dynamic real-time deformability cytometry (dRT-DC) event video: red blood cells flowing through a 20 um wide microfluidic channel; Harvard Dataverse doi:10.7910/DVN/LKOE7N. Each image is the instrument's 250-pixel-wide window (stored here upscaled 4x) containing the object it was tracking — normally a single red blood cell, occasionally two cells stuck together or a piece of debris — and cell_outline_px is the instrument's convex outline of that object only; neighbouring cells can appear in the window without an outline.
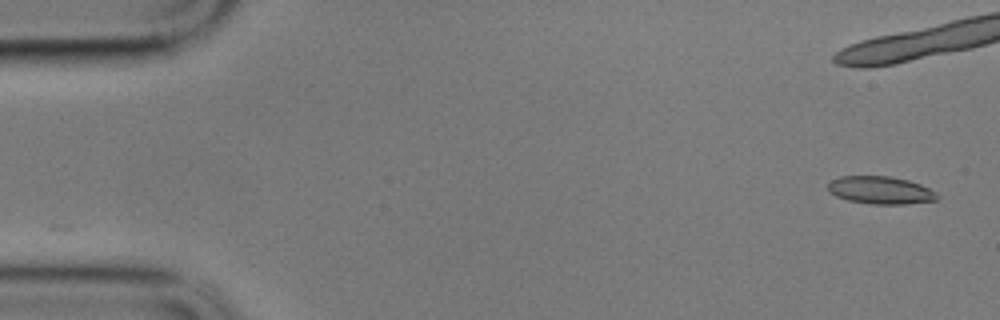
{"species": "common noctule bat (a hibernating species)", "species_latin": "Nyctalus noctula", "temperature_condition": "cold", "stored_images_in_passage": 7, "camera_frame_rate_fps": 3000, "um_per_image_px": 0.085, "animal": {"sex": "male", "body_mass_g": 17.9}, "frame": {"image": 1, "passage_image": 1, "time_ms": 0.0, "image_size_px": [1000, 320], "cell_outline_px": [[940, 196], [936, 200], [908, 204], [868, 204], [848, 200], [836, 196], [828, 192], [828, 184], [832, 180], [840, 176], [888, 176], [908, 180], [920, 184], [936, 192]], "centroid_in_image_um": [74.84, 16.17], "position_along_channel_um": 10.2, "area_um2": 17.69}}